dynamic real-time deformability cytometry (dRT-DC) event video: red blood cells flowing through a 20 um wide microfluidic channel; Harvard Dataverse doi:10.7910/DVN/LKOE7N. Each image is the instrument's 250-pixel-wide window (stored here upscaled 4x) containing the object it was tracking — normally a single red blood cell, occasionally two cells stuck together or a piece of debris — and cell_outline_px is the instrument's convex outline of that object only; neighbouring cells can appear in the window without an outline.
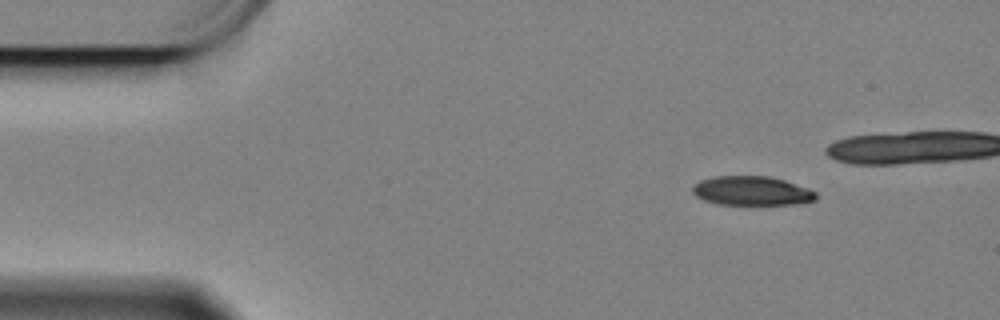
{"species": "Egyptian fruit bat (a non-hibernating species)", "species_latin": "Rousettus aegyptiacus", "temperature_condition": "cold", "stored_images_in_passage": 41, "camera_frame_rate_fps": 3000, "um_per_image_px": 0.085, "animal": {"sex": "female"}, "frame": {"image": 1, "passage_image": 1, "time_ms": 0.0, "image_size_px": [1000, 320], "cell_outline_px": [[816, 200], [804, 204], [720, 204], [704, 200], [696, 196], [692, 192], [692, 188], [700, 180], [716, 176], [768, 176], [784, 180], [808, 188], [816, 192]], "centroid_in_image_um": [63.93, 16.22], "position_along_channel_um": 21.1, "area_um2": 20.92}}
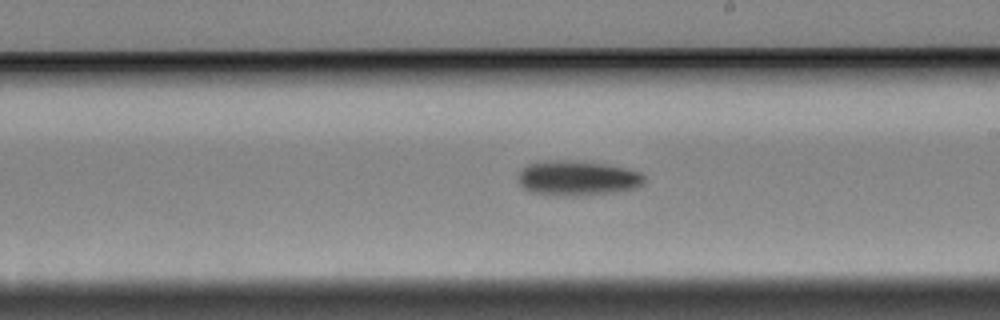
{"frame": {"image": 2, "passage_image": 27, "time_ms": 8.667, "image_size_px": [1000, 320], "cell_outline_px": [[644, 180], [640, 184], [632, 188], [612, 192], [572, 196], [532, 192], [524, 188], [520, 184], [520, 172], [528, 164], [552, 160], [576, 160], [604, 164], [628, 168], [640, 172], [644, 176]], "centroid_in_image_um": [49.09, 15.12], "position_along_channel_um": 239.9, "area_um2": 25.09}}
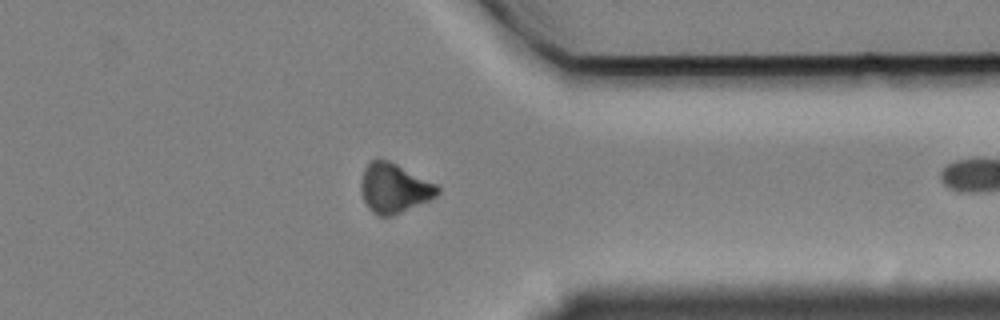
{"frame": {"image": 3, "passage_image": 40, "time_ms": 13.0, "image_size_px": [1000, 320], "cell_outline_px": [[440, 192], [436, 196], [428, 200], [392, 216], [376, 216], [368, 208], [364, 200], [360, 188], [360, 184], [364, 168], [376, 156], [388, 160], [436, 184], [440, 188]], "centroid_in_image_um": [33.46, 15.98], "position_along_channel_um": 377.9, "area_um2": 22.02}}